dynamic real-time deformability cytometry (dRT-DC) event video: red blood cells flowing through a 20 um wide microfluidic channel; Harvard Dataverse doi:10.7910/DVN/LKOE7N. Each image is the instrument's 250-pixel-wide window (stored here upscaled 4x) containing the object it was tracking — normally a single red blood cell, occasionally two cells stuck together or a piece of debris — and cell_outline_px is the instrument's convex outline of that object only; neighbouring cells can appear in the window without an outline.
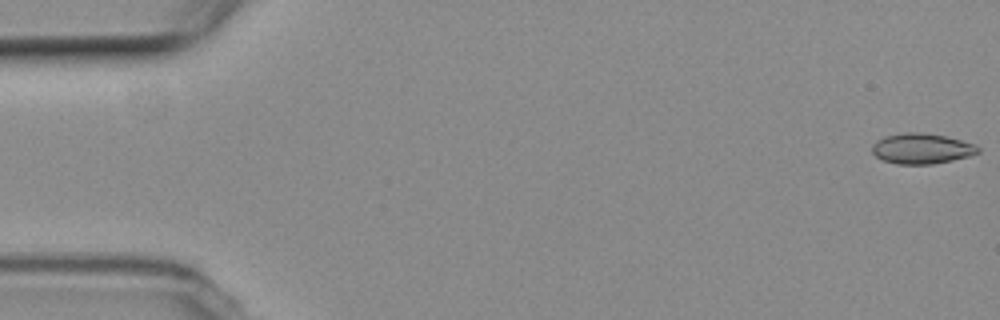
{"species": "common noctule bat (a hibernating species)", "species_latin": "Nyctalus noctula", "temperature_condition": "room temperature", "stored_images_in_passage": 56, "segment_of_instrument_passage": [1, 2], "camera_frame_rate_fps": 3000, "um_per_image_px": 0.085, "animal": {"sex": "female", "body_mass_g": 19.3, "forearm_length_mm": 54.1}, "frame": {"image": 1, "passage_image": 1, "time_ms": 0.0, "image_size_px": [1000, 320], "cell_outline_px": [[980, 152], [968, 156], [952, 160], [932, 164], [896, 164], [884, 160], [876, 156], [872, 152], [872, 144], [876, 140], [884, 136], [904, 132], [916, 132], [944, 136], [976, 144], [980, 148]], "centroid_in_image_um": [78.32, 12.63], "position_along_channel_um": 6.7, "area_um2": 18.73}}
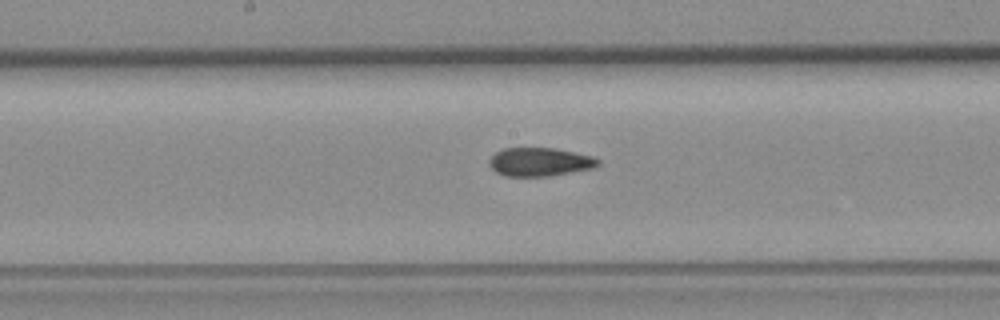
{"frame": {"image": 2, "passage_image": 28, "time_ms": 9.0, "image_size_px": [1000, 320], "cell_outline_px": [[600, 164], [596, 168], [548, 176], [504, 176], [496, 172], [488, 164], [488, 160], [496, 152], [504, 148], [556, 148], [592, 156], [600, 160]], "centroid_in_image_um": [45.89, 13.76], "position_along_channel_um": 202.3, "area_um2": 18.21}}
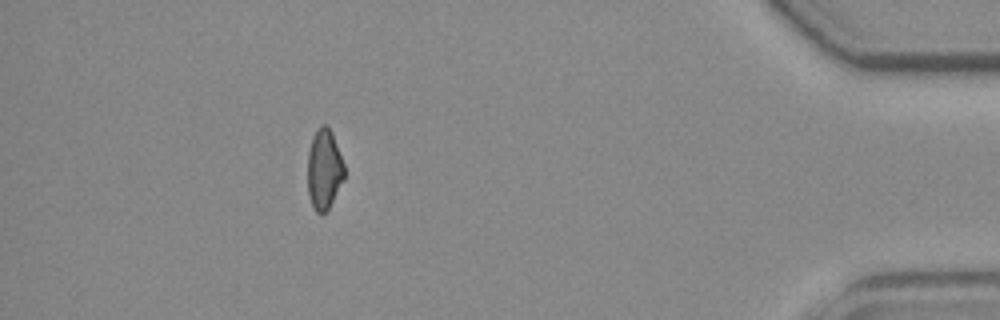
{"frame": {"image": 3, "passage_image": 49, "time_ms": 16.0, "image_size_px": [1000, 320], "cell_outline_px": [[344, 180], [328, 208], [324, 212], [316, 212], [312, 204], [308, 192], [308, 152], [312, 136], [320, 124], [324, 124], [332, 132], [344, 164]], "centroid_in_image_um": [27.55, 14.35], "position_along_channel_um": 407.7, "area_um2": 16.99}}